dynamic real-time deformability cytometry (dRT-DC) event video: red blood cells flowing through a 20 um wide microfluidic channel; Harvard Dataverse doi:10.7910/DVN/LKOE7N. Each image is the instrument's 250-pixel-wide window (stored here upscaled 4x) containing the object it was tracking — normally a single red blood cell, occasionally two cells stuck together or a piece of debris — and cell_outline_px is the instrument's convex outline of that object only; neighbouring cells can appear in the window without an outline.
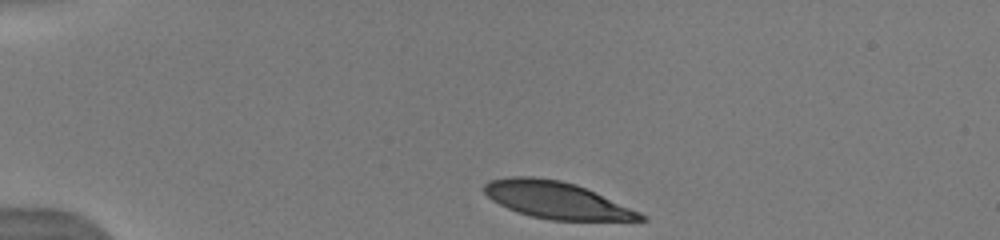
{"species": "human", "species_latin": "Homo sapiens", "temperature_condition": "warm", "stored_images_in_passage": 4, "camera_frame_rate_fps": 3000, "um_per_image_px": 0.085, "donor": {"sex": "male"}, "frame": {"image": 1, "passage_image": 1, "time_ms": 0.0, "image_size_px": [1000, 240], "cell_outline_px": [[648, 220], [548, 220], [516, 212], [492, 200], [480, 188], [488, 180], [512, 176], [532, 176], [560, 180], [576, 184], [640, 212], [648, 216]], "centroid_in_image_um": [47.26, 17.0], "position_along_channel_um": 37.7, "area_um2": 33.52}}